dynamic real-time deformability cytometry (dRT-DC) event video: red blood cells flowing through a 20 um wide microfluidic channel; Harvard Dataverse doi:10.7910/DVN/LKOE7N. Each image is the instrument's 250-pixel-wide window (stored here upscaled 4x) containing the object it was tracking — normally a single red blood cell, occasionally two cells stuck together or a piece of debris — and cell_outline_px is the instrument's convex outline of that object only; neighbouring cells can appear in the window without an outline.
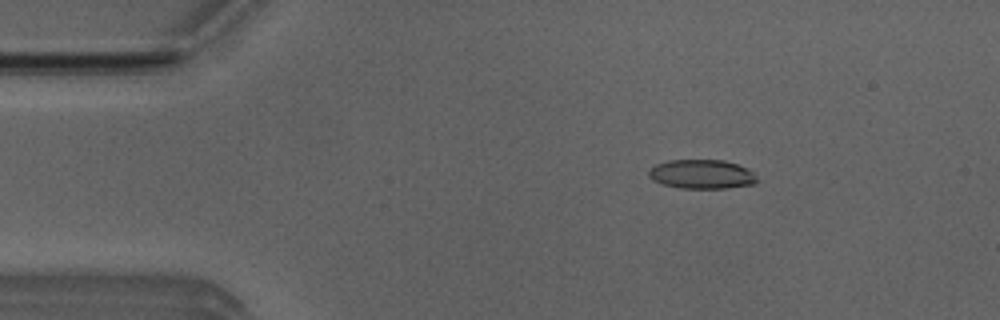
{"species": "Egyptian fruit bat (a non-hibernating species)", "species_latin": "Rousettus aegyptiacus", "temperature_condition": "room temperature", "stored_images_in_passage": 52, "segment_of_instrument_passage": [1, 2], "camera_frame_rate_fps": 3000, "um_per_image_px": 0.085, "animal": {"sex": "male"}, "frame": {"image": 1, "passage_image": 8, "time_ms": 2.333, "image_size_px": [1000, 320], "cell_outline_px": [[756, 184], [724, 188], [680, 188], [664, 184], [652, 180], [648, 176], [648, 172], [656, 164], [668, 160], [724, 160], [748, 168], [752, 172], [756, 180]], "centroid_in_image_um": [59.63, 14.8], "position_along_channel_um": 25.4, "area_um2": 18.26}}
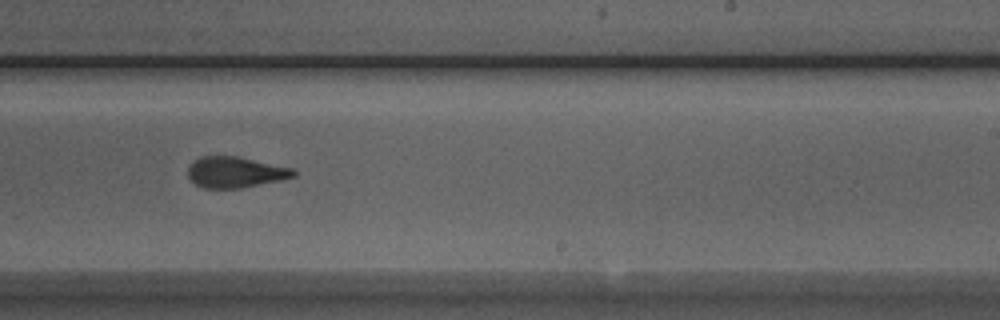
{"frame": {"image": 2, "passage_image": 31, "time_ms": 10.0, "image_size_px": [1000, 320], "cell_outline_px": [[296, 176], [280, 180], [240, 188], [204, 188], [196, 184], [188, 176], [188, 168], [192, 160], [200, 156], [236, 156], [296, 168]], "centroid_in_image_um": [20.02, 14.62], "position_along_channel_um": 269.0, "area_um2": 19.13}}
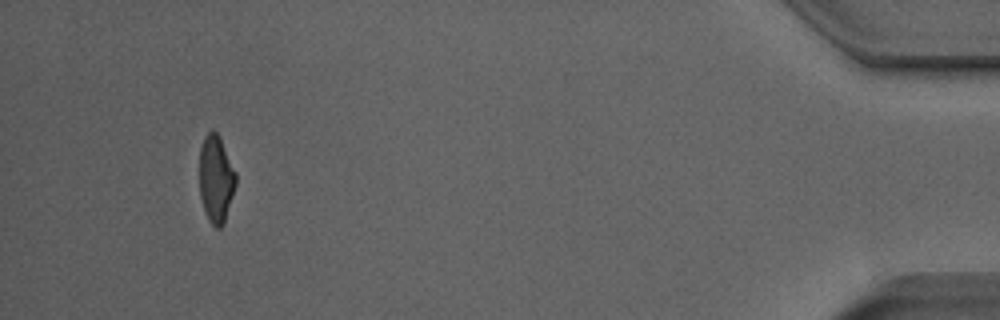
{"frame": {"image": 3, "passage_image": 48, "time_ms": 15.667, "image_size_px": [1000, 320], "cell_outline_px": [[236, 184], [224, 224], [220, 228], [216, 228], [208, 220], [200, 196], [200, 148], [204, 136], [212, 128], [220, 136], [236, 172]], "centroid_in_image_um": [18.36, 15.19], "position_along_channel_um": 416.8, "area_um2": 18.61}}